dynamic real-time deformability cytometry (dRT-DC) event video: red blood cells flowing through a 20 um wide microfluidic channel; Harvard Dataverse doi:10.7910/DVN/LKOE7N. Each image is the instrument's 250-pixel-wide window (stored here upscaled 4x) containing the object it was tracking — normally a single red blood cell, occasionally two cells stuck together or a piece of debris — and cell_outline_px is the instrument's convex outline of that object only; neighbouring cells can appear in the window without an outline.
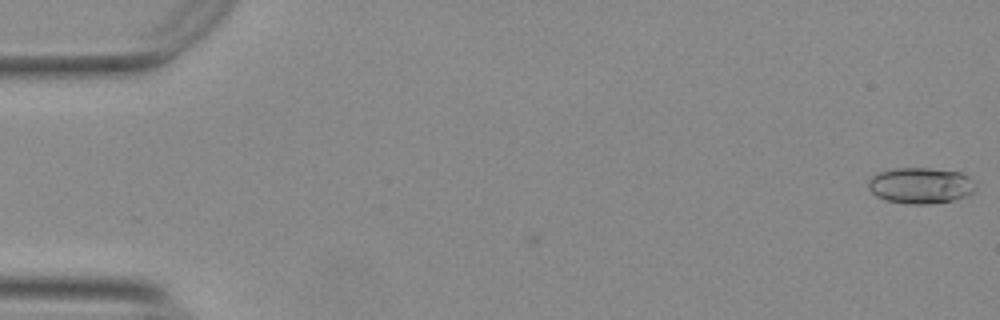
{"species": "Egyptian fruit bat (a non-hibernating species)", "species_latin": "Rousettus aegyptiacus", "temperature_condition": "warm", "stored_images_in_passage": 3, "camera_frame_rate_fps": 3000, "um_per_image_px": 0.085, "animal": {"sex": "female"}, "frame": {"image": 1, "passage_image": 1, "time_ms": 0.0, "image_size_px": [1000, 320], "cell_outline_px": [[972, 192], [964, 196], [952, 200], [928, 204], [912, 204], [888, 200], [876, 196], [868, 188], [868, 180], [872, 176], [880, 172], [896, 168], [928, 168], [960, 172], [968, 176], [972, 188]], "centroid_in_image_um": [78.18, 15.76], "position_along_channel_um": 6.8, "area_um2": 21.96}}